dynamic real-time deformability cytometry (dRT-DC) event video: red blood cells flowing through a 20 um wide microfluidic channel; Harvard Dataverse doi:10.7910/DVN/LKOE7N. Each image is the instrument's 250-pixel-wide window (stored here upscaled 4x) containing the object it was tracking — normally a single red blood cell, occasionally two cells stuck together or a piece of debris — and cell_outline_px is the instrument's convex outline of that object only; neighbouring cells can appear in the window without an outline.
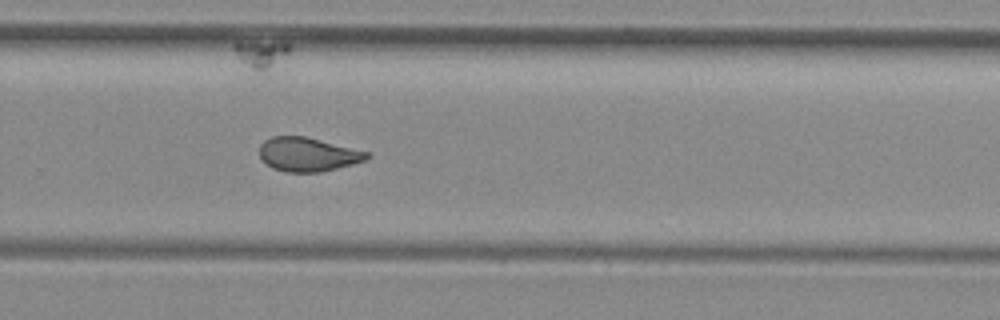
{"species": "common noctule bat (a hibernating species)", "species_latin": "Nyctalus noctula", "temperature_condition": "room temperature", "stored_images_in_passage": 13, "camera_frame_rate_fps": 3000, "um_per_image_px": 0.085, "animal": {"sex": "female", "body_mass_g": 29.2, "forearm_length_mm": 56.3}, "frame": {"image": 1, "passage_image": 13, "time_ms": 4.0, "image_size_px": [1000, 320], "cell_outline_px": [[372, 156], [368, 160], [320, 172], [284, 172], [272, 168], [260, 156], [260, 144], [264, 140], [272, 136], [304, 136], [368, 152]], "centroid_in_image_um": [26.17, 13.13], "position_along_channel_um": 303.6, "area_um2": 21.1}}